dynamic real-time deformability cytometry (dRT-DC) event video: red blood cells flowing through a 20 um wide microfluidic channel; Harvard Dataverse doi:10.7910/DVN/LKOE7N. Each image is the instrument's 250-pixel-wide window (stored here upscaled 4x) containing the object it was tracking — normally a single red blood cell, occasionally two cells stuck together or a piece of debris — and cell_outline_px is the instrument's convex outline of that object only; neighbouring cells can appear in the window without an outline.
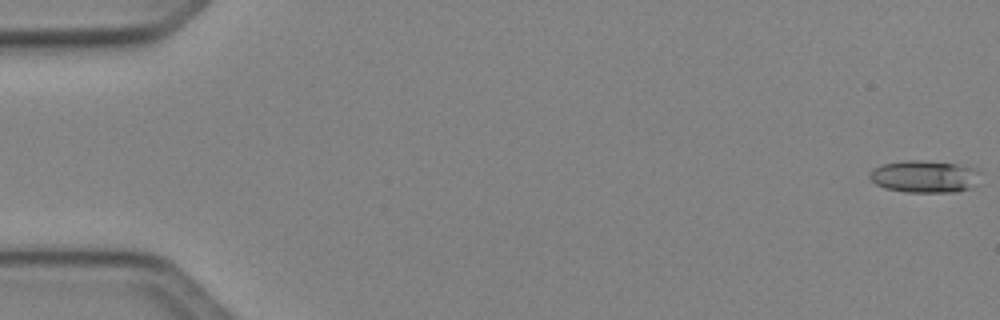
{"species": "Egyptian fruit bat (a non-hibernating species)", "species_latin": "Rousettus aegyptiacus", "temperature_condition": "cold", "stored_images_in_passage": 50, "camera_frame_rate_fps": 3000, "um_per_image_px": 0.085, "animal": {"sex": "female"}, "frame": {"image": 1, "passage_image": 1, "time_ms": 0.0, "image_size_px": [1000, 320], "cell_outline_px": [[980, 184], [972, 188], [956, 192], [904, 192], [884, 188], [876, 184], [868, 176], [876, 168], [884, 164], [904, 160], [920, 160], [956, 164], [980, 168]], "centroid_in_image_um": [78.69, 15.01], "position_along_channel_um": 6.3, "area_um2": 21.1}}
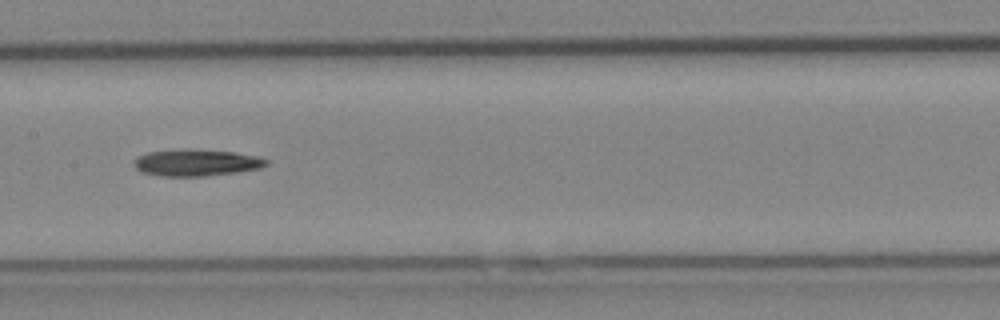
{"frame": {"image": 2, "passage_image": 26, "time_ms": 8.333, "image_size_px": [1000, 320], "cell_outline_px": [[268, 164], [260, 168], [236, 172], [204, 176], [164, 176], [140, 172], [136, 168], [136, 160], [140, 156], [148, 152], [184, 148], [192, 148], [236, 152], [256, 156], [268, 160]], "centroid_in_image_um": [16.72, 13.81], "position_along_channel_um": 190.7, "area_um2": 20.58}}
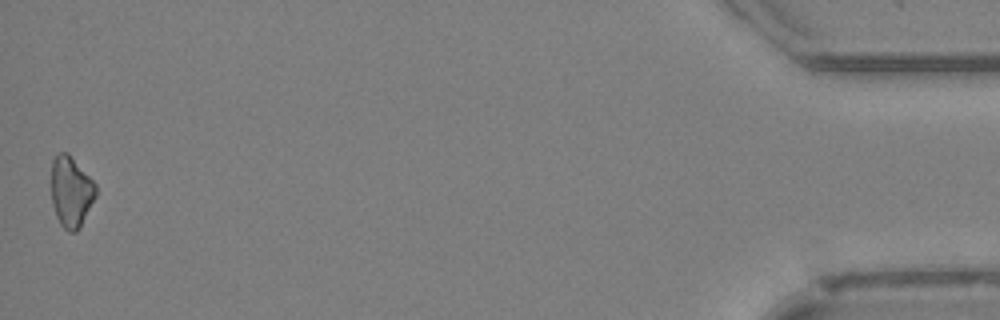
{"frame": {"image": 3, "passage_image": 50, "time_ms": 16.333, "image_size_px": [1000, 320], "cell_outline_px": [[96, 196], [80, 228], [76, 232], [68, 232], [60, 224], [56, 216], [52, 204], [52, 160], [60, 152], [68, 152], [96, 184]], "centroid_in_image_um": [6.04, 16.31], "position_along_channel_um": 429.2, "area_um2": 18.38}, "authors_computed_cell_mechanics": {"area_um2": 19.8254, "velocity_mm_per_s": 4.1279, "shape_relaxation_time_tau1_ms": 10.3131, "shape_relaxation_time_tau2_ms": null, "deformation_change_tau1": 0.1815, "deformation_change_tau2": null}}